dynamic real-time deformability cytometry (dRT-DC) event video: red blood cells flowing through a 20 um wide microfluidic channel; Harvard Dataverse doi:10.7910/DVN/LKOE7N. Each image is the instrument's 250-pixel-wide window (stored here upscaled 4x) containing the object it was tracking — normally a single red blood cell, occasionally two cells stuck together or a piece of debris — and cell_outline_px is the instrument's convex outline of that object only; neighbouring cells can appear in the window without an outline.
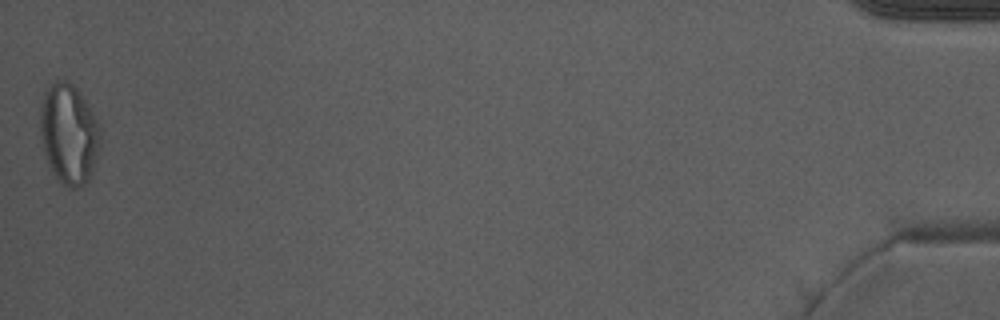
{"species": "Egyptian fruit bat (a non-hibernating species)", "species_latin": "Rousettus aegyptiacus", "temperature_condition": "warm", "stored_images_in_passage": 40, "camera_frame_rate_fps": 3000, "um_per_image_px": 0.085, "animal": {"sex": "male"}, "frame": {"image": 1, "passage_image": 40, "time_ms": 13.0, "image_size_px": [1000, 320], "cell_outline_px": [[100, 144], [92, 172], [88, 180], [84, 184], [76, 188], [72, 188], [64, 184], [56, 176], [48, 164], [40, 132], [40, 108], [44, 92], [56, 80], [64, 76], [76, 88], [100, 124]], "centroid_in_image_um": [5.85, 11.34], "position_along_channel_um": 429.3, "area_um2": 34.85}, "authors_computed_cell_mechanics": {"area_um2": 29.0734, "velocity_mm_per_s": 3.9752, "shape_relaxation_time_tau1_ms": null, "shape_relaxation_time_tau2_ms": 1.4744, "deformation_change_tau1": null, "deformation_change_tau2": 0.0937}}